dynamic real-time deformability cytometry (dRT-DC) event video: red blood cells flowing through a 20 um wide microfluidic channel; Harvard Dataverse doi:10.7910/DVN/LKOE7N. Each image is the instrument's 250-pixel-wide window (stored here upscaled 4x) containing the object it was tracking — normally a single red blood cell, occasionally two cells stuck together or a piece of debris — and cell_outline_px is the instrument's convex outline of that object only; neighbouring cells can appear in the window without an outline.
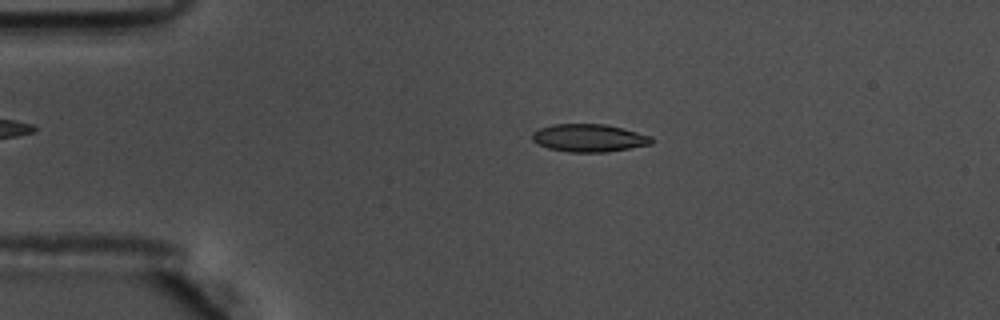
{"species": "common noctule bat (a hibernating species)", "species_latin": "Nyctalus noctula", "temperature_condition": "warm", "stored_images_in_passage": 54, "camera_frame_rate_fps": 3000, "um_per_image_px": 0.085, "animal": {"sex": "male", "body_mass_g": 17.5, "forearm_length_mm": 52.3}, "frame": {"image": 1, "passage_image": 10, "time_ms": 3.0, "image_size_px": [1000, 320], "cell_outline_px": [[656, 140], [652, 144], [608, 152], [568, 152], [548, 148], [536, 144], [532, 140], [532, 132], [540, 128], [552, 124], [604, 124], [624, 128], [652, 136]], "centroid_in_image_um": [50.08, 11.73], "position_along_channel_um": 34.9, "area_um2": 19.59}}
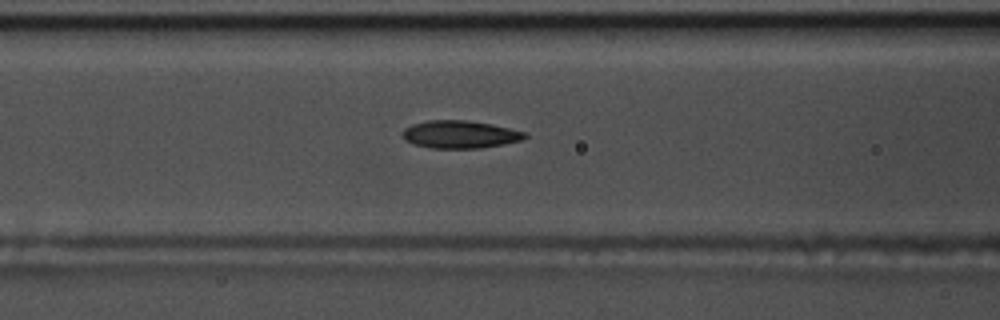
{"frame": {"image": 2, "passage_image": 21, "time_ms": 6.667, "image_size_px": [1000, 320], "cell_outline_px": [[528, 136], [520, 140], [504, 144], [480, 148], [432, 148], [416, 144], [408, 140], [404, 136], [404, 128], [412, 124], [428, 120], [464, 120], [492, 124], [528, 132]], "centroid_in_image_um": [39.16, 11.41], "position_along_channel_um": 127.4, "area_um2": 19.54}}
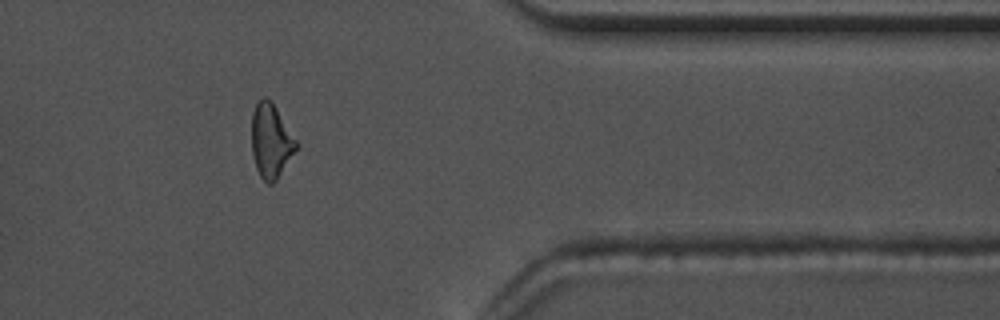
{"frame": {"image": 3, "passage_image": 44, "time_ms": 14.333, "image_size_px": [1000, 320], "cell_outline_px": [[296, 148], [276, 180], [272, 184], [268, 184], [260, 176], [256, 168], [252, 152], [252, 112], [256, 104], [264, 96], [272, 100], [296, 140]], "centroid_in_image_um": [23.0, 11.95], "position_along_channel_um": 388.4, "area_um2": 18.9}, "authors_computed_cell_mechanics": {"area_um2": 19.2474, "velocity_mm_per_s": 3.6388, "shape_relaxation_time_tau1_ms": 7.5312, "shape_relaxation_time_tau2_ms": 3.5773, "deformation_change_tau1": 0.2044, "deformation_change_tau2": 0.1131}}